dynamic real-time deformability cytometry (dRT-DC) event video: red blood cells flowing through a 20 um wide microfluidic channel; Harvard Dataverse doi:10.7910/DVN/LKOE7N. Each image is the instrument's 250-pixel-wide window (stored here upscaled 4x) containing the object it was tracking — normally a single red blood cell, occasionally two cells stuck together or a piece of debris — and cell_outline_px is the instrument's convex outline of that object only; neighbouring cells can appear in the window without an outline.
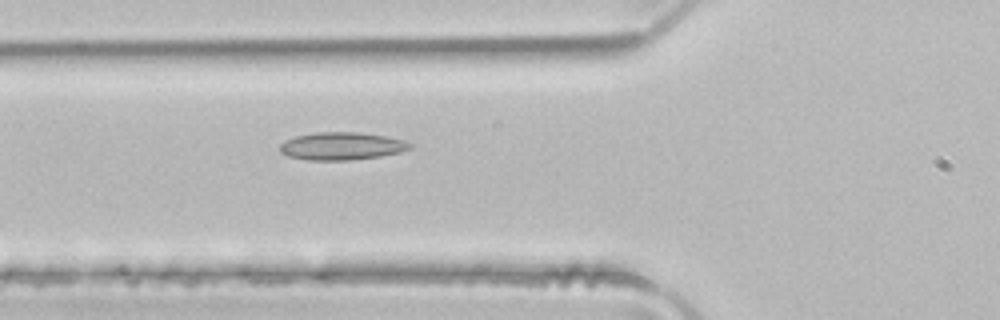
{"species": "common noctule bat (a hibernating species)", "species_latin": "Nyctalus noctula", "temperature_condition": "room temperature", "stored_images_in_passage": 4, "camera_frame_rate_fps": 3000, "um_per_image_px": 0.085, "animal": {"sex": "male", "body_mass_g": 21.5, "forearm_length_mm": 52.0}, "frame": {"image": 1, "passage_image": 4, "time_ms": 1.0, "image_size_px": [1000, 320], "cell_outline_px": [[412, 148], [400, 152], [380, 156], [348, 160], [308, 160], [288, 156], [280, 152], [280, 144], [296, 136], [316, 132], [360, 132], [384, 136], [404, 140], [412, 144]], "centroid_in_image_um": [29.05, 12.41], "position_along_channel_um": 96.7, "area_um2": 20.87}}